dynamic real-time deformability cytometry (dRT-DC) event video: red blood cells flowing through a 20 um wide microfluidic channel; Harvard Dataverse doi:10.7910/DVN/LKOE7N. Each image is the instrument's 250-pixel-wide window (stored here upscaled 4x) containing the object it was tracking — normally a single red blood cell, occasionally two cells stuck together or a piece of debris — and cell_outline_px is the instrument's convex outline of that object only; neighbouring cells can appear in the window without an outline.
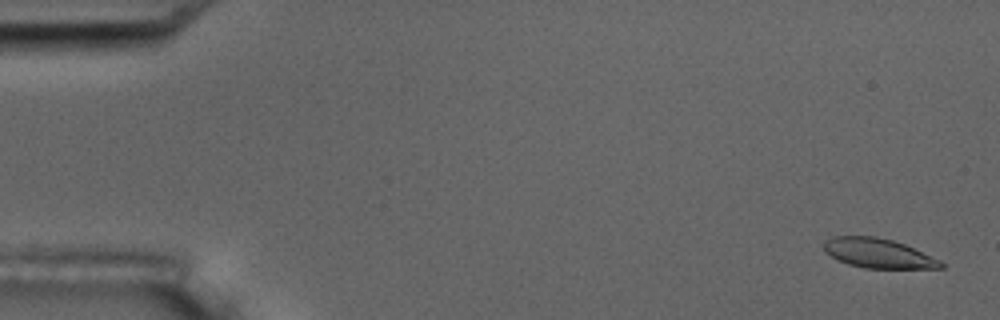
{"species": "common noctule bat (a hibernating species)", "species_latin": "Nyctalus noctula", "temperature_condition": "room temperature", "stored_images_in_passage": 10, "camera_frame_rate_fps": 3000, "um_per_image_px": 0.085, "animal": {"sex": "male", "body_mass_g": 17.5, "forearm_length_mm": 52.3}, "frame": {"image": 1, "passage_image": 1, "time_ms": 0.0, "image_size_px": [1000, 320], "cell_outline_px": [[948, 264], [944, 268], [864, 268], [848, 264], [836, 260], [824, 252], [824, 240], [832, 236], [876, 236], [892, 240], [904, 244], [940, 260]], "centroid_in_image_um": [74.63, 21.53], "position_along_channel_um": 10.4, "area_um2": 20.29}}
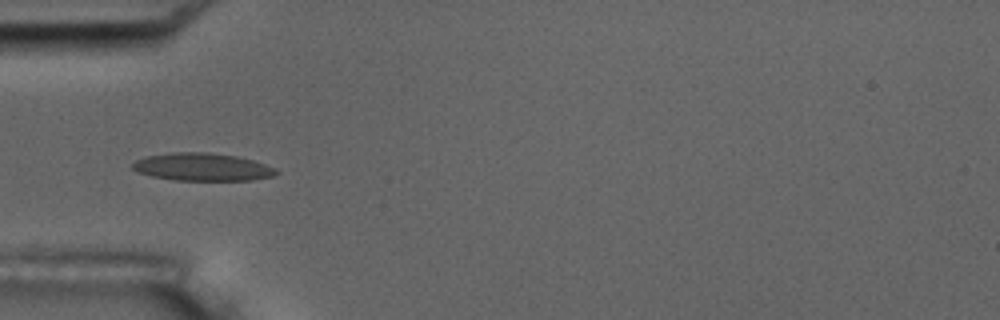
{"frame": {"image": 2, "passage_image": 5, "time_ms": 5.333, "image_size_px": [1000, 320], "cell_outline_px": [[280, 172], [272, 176], [252, 180], [176, 180], [152, 176], [136, 172], [132, 168], [132, 164], [136, 160], [144, 156], [172, 152], [208, 152], [236, 156], [252, 160], [276, 168]], "centroid_in_image_um": [17.17, 14.19], "position_along_channel_um": 67.8, "area_um2": 23.24}}